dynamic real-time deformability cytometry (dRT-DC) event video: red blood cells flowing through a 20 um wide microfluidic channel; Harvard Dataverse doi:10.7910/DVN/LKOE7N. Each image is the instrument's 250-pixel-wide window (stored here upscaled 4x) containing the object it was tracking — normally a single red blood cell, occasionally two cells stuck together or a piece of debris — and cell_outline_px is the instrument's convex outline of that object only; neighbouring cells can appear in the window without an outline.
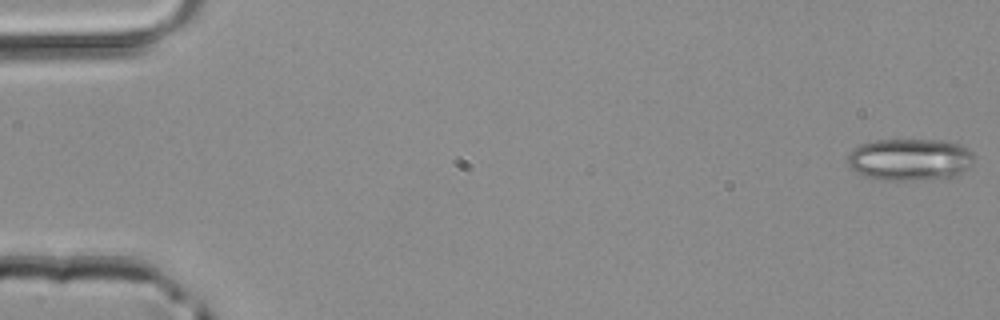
{"species": "common noctule bat (a hibernating species)", "species_latin": "Nyctalus noctula", "temperature_condition": "room temperature", "stored_images_in_passage": 47, "camera_frame_rate_fps": 3000, "um_per_image_px": 0.085, "animal": {"sex": "male", "body_mass_g": 20.4}, "frame": {"image": 1, "passage_image": 1, "time_ms": 0.0, "image_size_px": [1000, 320], "cell_outline_px": [[976, 160], [972, 164], [960, 172], [952, 176], [916, 180], [884, 180], [864, 176], [856, 172], [848, 164], [848, 152], [852, 148], [860, 144], [876, 140], [940, 140], [960, 144], [972, 152], [976, 156]], "centroid_in_image_um": [77.32, 13.54], "position_along_channel_um": 7.7, "area_um2": 30.98}}
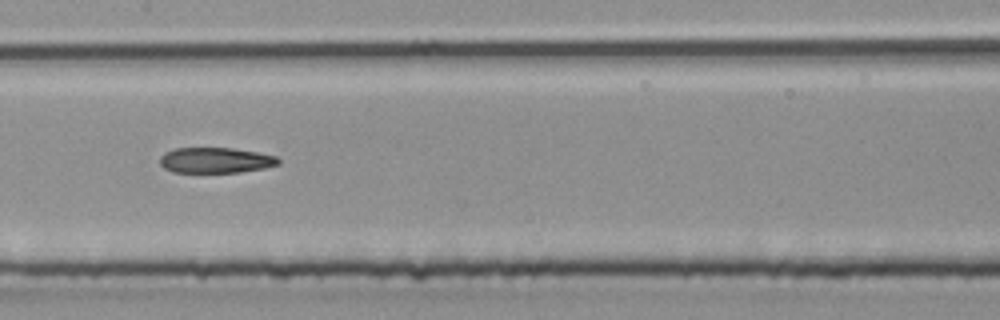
{"frame": {"image": 2, "passage_image": 24, "time_ms": 7.667, "image_size_px": [1000, 320], "cell_outline_px": [[280, 164], [264, 168], [240, 172], [172, 172], [164, 168], [160, 164], [160, 156], [164, 152], [172, 148], [232, 148], [256, 152], [276, 156], [280, 160]], "centroid_in_image_um": [18.3, 13.62], "position_along_channel_um": 189.1, "area_um2": 17.69}}
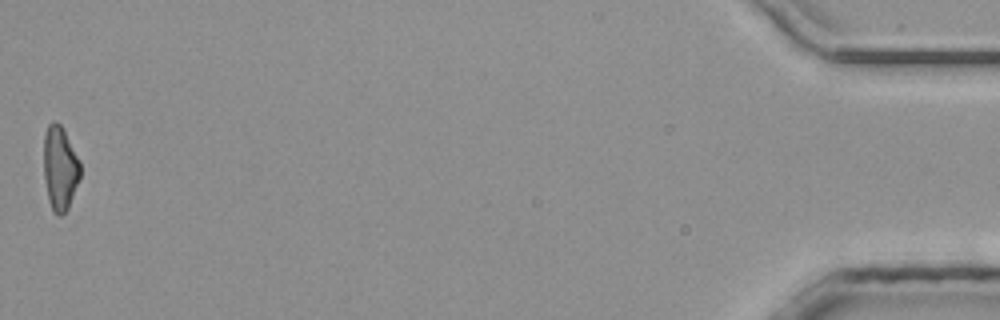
{"frame": {"image": 3, "passage_image": 47, "time_ms": 15.333, "image_size_px": [1000, 320], "cell_outline_px": [[80, 176], [68, 208], [60, 216], [56, 216], [52, 212], [48, 200], [44, 180], [44, 132], [48, 124], [52, 120], [56, 120], [60, 124], [80, 160]], "centroid_in_image_um": [5.07, 14.29], "position_along_channel_um": 430.1, "area_um2": 18.03}}